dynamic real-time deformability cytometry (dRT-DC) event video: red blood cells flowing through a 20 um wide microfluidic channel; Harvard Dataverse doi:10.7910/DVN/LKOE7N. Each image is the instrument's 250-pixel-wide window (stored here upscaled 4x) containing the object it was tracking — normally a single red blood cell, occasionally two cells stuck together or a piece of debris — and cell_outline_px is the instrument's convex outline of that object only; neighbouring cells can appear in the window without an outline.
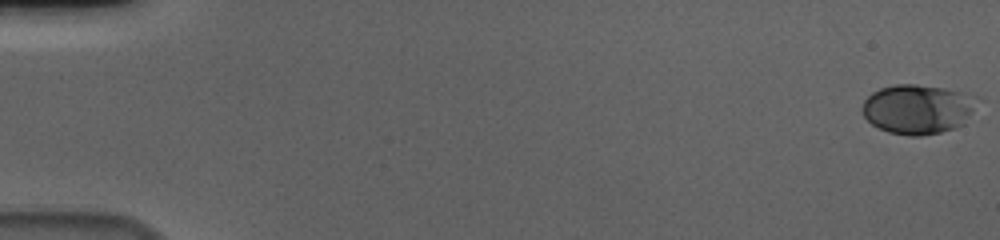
{"species": "human", "species_latin": "Homo sapiens", "temperature_condition": "cold", "stored_images_in_passage": 58, "camera_frame_rate_fps": 3000, "um_per_image_px": 0.085, "donor": {"sex": "male"}, "frame": {"image": 1, "passage_image": 1, "time_ms": 0.0, "image_size_px": [1000, 240], "cell_outline_px": [[984, 100], [964, 124], [956, 128], [940, 132], [920, 136], [908, 136], [888, 132], [872, 124], [864, 116], [860, 108], [864, 100], [872, 92], [880, 88], [896, 84], [916, 84], [944, 88], [976, 96]], "centroid_in_image_um": [78.07, 9.27], "position_along_channel_um": 6.9, "area_um2": 33.81}}
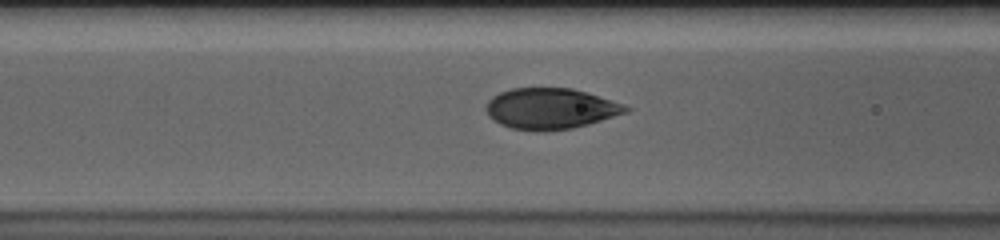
{"frame": {"image": 2, "passage_image": 25, "time_ms": 8.0, "image_size_px": [1000, 240], "cell_outline_px": [[632, 108], [628, 112], [588, 124], [572, 128], [544, 132], [512, 128], [500, 124], [488, 116], [488, 100], [492, 96], [500, 92], [512, 88], [572, 88], [624, 104]], "centroid_in_image_um": [46.81, 9.24], "position_along_channel_um": 119.8, "area_um2": 33.12}}
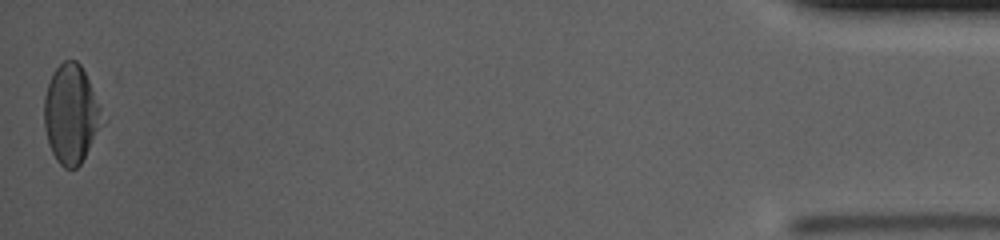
{"frame": {"image": 3, "passage_image": 58, "time_ms": 19.0, "image_size_px": [1000, 240], "cell_outline_px": [[104, 124], [80, 164], [76, 168], [64, 168], [56, 160], [48, 144], [44, 128], [44, 96], [52, 72], [64, 60], [76, 60], [80, 64], [88, 80], [100, 108]], "centroid_in_image_um": [6.02, 9.72], "position_along_channel_um": 429.2, "area_um2": 33.29}, "authors_computed_cell_mechanics": {"area_um2": 33.2061, "velocity_mm_per_s": 3.6178, "shape_relaxation_time_tau1_ms": 3.754, "shape_relaxation_time_tau2_ms": null, "deformation_change_tau1": 0.1582, "deformation_change_tau2": null}}